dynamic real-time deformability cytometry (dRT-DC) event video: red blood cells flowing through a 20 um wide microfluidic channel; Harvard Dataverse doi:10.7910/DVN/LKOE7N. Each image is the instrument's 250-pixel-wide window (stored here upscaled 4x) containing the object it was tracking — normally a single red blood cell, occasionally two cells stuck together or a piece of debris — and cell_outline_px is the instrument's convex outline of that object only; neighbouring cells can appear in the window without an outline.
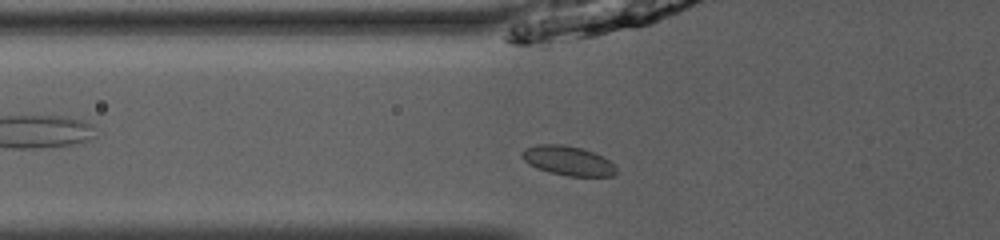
{"species": "common noctule bat (a hibernating species)", "species_latin": "Nyctalus noctula", "temperature_condition": "room temperature", "stored_images_in_passage": 34, "camera_frame_rate_fps": 3000, "um_per_image_px": 0.085, "animal": {"sex": "male", "body_mass_g": 13.0, "forearm_length_mm": 53.1}, "frame": {"image": 1, "passage_image": 2, "time_ms": 0.333, "image_size_px": [1000, 240], "cell_outline_px": [[616, 176], [568, 176], [536, 168], [524, 160], [520, 156], [524, 148], [540, 144], [560, 144], [580, 148], [592, 152], [608, 160], [616, 168]], "centroid_in_image_um": [48.26, 13.66], "position_along_channel_um": 77.5, "area_um2": 15.9}}
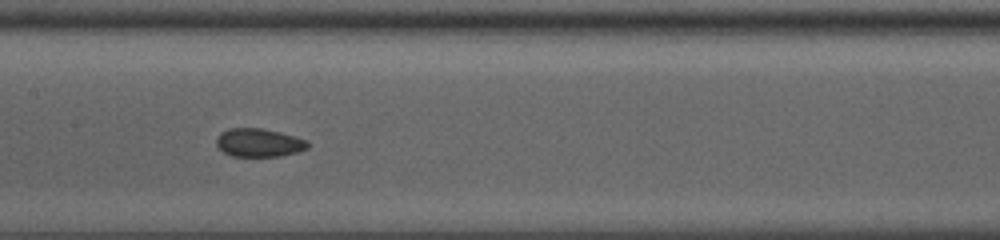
{"frame": {"image": 2, "passage_image": 10, "time_ms": 3.0, "image_size_px": [1000, 240], "cell_outline_px": [[308, 148], [296, 152], [280, 156], [232, 156], [224, 152], [216, 144], [216, 140], [220, 132], [228, 128], [260, 128], [280, 132], [296, 136], [308, 140]], "centroid_in_image_um": [22.01, 12.12], "position_along_channel_um": 185.4, "area_um2": 15.09}}
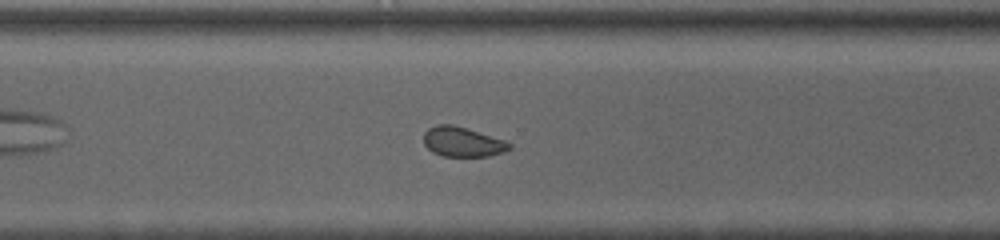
{"frame": {"image": 3, "passage_image": 21, "time_ms": 6.667, "image_size_px": [1000, 240], "cell_outline_px": [[512, 148], [504, 152], [488, 156], [444, 156], [432, 152], [424, 144], [424, 132], [428, 128], [436, 124], [452, 124], [504, 140], [512, 144]], "centroid_in_image_um": [39.3, 12.06], "position_along_channel_um": 331.3, "area_um2": 14.8}, "authors_computed_cell_mechanics": {"area_um2": 15.2881, "velocity_mm_per_s": 3.9905, "shape_relaxation_time_tau1_ms": null, "shape_relaxation_time_tau2_ms": 2.2004, "deformation_change_tau1": null, "deformation_change_tau2": 0.06}}